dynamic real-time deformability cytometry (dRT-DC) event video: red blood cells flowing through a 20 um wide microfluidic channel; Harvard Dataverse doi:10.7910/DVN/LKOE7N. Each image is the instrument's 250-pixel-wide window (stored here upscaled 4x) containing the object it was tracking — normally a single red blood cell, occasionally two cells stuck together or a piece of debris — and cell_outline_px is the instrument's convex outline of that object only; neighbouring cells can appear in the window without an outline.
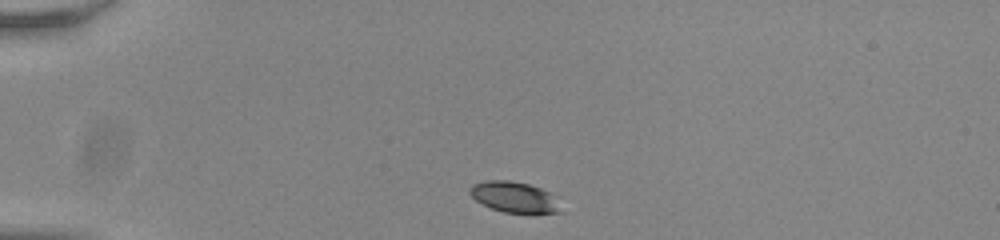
{"species": "common noctule bat (a hibernating species)", "species_latin": "Nyctalus noctula", "temperature_condition": "room temperature", "stored_images_in_passage": 42, "camera_frame_rate_fps": 3000, "um_per_image_px": 0.085, "animal": {"sex": "male", "body_mass_g": 20.0, "forearm_length_mm": 53.3}, "frame": {"image": 1, "passage_image": 1, "time_ms": 0.0, "image_size_px": [1000, 240], "cell_outline_px": [[564, 212], [532, 216], [504, 212], [492, 208], [476, 200], [468, 192], [468, 188], [472, 184], [488, 180], [508, 180], [528, 184], [540, 188], [556, 196]], "centroid_in_image_um": [43.8, 16.81], "position_along_channel_um": 41.2, "area_um2": 17.05}}
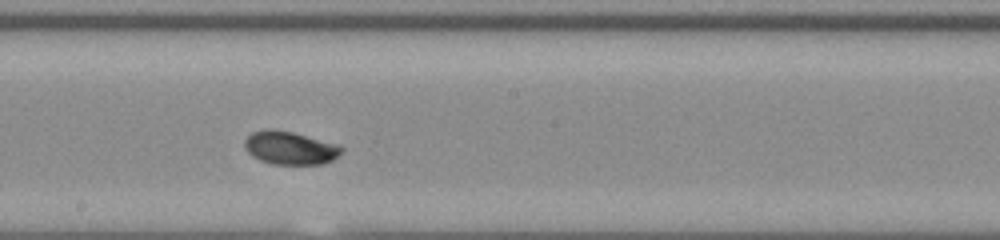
{"frame": {"image": 2, "passage_image": 19, "time_ms": 6.0, "image_size_px": [1000, 240], "cell_outline_px": [[344, 152], [332, 160], [324, 164], [272, 164], [260, 160], [252, 156], [244, 148], [244, 140], [252, 132], [292, 132], [340, 144], [344, 148]], "centroid_in_image_um": [24.73, 12.62], "position_along_channel_um": 223.5, "area_um2": 18.38}}
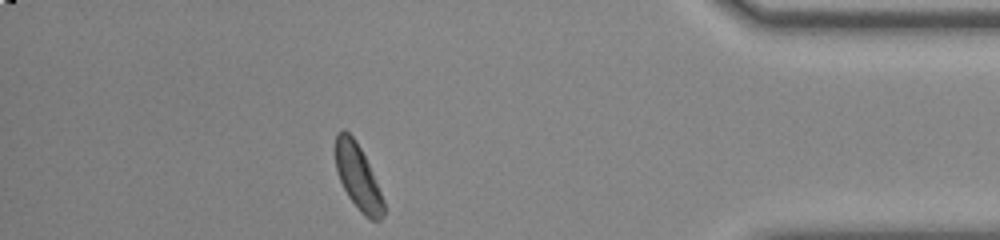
{"frame": {"image": 3, "passage_image": 36, "time_ms": 11.667, "image_size_px": [1000, 240], "cell_outline_px": [[384, 216], [380, 220], [372, 220], [364, 216], [360, 212], [348, 196], [340, 180], [336, 168], [336, 132], [344, 128], [356, 140], [368, 164], [384, 200]], "centroid_in_image_um": [30.42, 15.05], "position_along_channel_um": 404.8, "area_um2": 18.03}, "authors_computed_cell_mechanics": {"area_um2": 18.207, "velocity_mm_per_s": 3.8069, "shape_relaxation_time_tau1_ms": 3.5511, "shape_relaxation_time_tau2_ms": null, "deformation_change_tau1": 0.1119, "deformation_change_tau2": null}}